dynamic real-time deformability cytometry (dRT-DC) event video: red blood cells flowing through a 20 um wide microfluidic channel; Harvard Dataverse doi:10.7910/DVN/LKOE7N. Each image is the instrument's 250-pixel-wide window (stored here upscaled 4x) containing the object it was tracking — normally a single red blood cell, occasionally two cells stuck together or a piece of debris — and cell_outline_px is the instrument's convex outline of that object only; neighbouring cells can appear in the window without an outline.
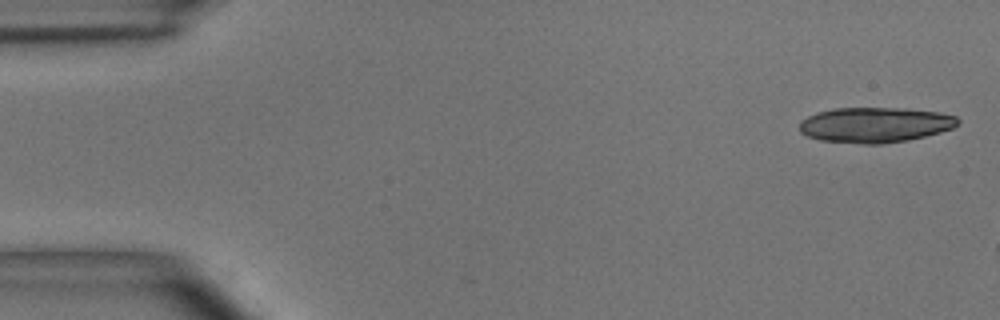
{"species": "common noctule bat (a hibernating species)", "species_latin": "Nyctalus noctula", "temperature_condition": "room temperature", "stored_images_in_passage": 2, "camera_frame_rate_fps": 3000, "um_per_image_px": 0.085, "animal": {"sex": "male", "body_mass_g": 15.6}, "frame": {"image": 1, "passage_image": 2, "time_ms": 0.333, "image_size_px": [1000, 320], "cell_outline_px": [[960, 124], [952, 128], [940, 132], [908, 140], [880, 144], [864, 144], [820, 140], [808, 136], [800, 132], [800, 120], [816, 112], [832, 108], [904, 108], [940, 112], [956, 116], [960, 120]], "centroid_in_image_um": [74.38, 10.6], "position_along_channel_um": 10.6, "area_um2": 32.71}}